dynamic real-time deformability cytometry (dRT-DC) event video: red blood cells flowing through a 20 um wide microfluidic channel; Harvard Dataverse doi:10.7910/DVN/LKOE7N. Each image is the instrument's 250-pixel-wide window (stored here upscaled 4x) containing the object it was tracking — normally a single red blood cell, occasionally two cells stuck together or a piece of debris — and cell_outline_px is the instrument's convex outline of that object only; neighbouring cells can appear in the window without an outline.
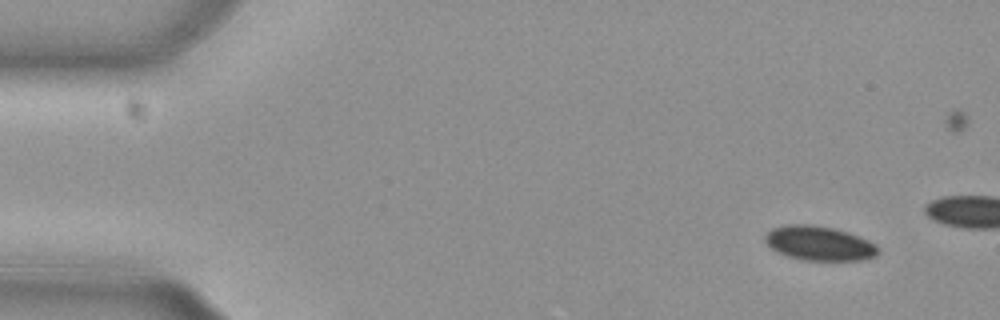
{"species": "common noctule bat (a hibernating species)", "species_latin": "Nyctalus noctula", "temperature_condition": "cold", "stored_images_in_passage": 12, "camera_frame_rate_fps": 3000, "um_per_image_px": 0.085, "animal": {"sex": "female", "body_mass_g": 29.2, "forearm_length_mm": 56.3}, "frame": {"image": 1, "passage_image": 1, "time_ms": 0.0, "image_size_px": [1000, 320], "cell_outline_px": [[880, 252], [876, 256], [860, 260], [800, 260], [776, 252], [764, 240], [764, 236], [772, 228], [788, 224], [808, 224], [832, 228], [848, 232], [868, 240], [876, 244], [880, 248]], "centroid_in_image_um": [69.64, 20.68], "position_along_channel_um": 15.4, "area_um2": 22.72}}